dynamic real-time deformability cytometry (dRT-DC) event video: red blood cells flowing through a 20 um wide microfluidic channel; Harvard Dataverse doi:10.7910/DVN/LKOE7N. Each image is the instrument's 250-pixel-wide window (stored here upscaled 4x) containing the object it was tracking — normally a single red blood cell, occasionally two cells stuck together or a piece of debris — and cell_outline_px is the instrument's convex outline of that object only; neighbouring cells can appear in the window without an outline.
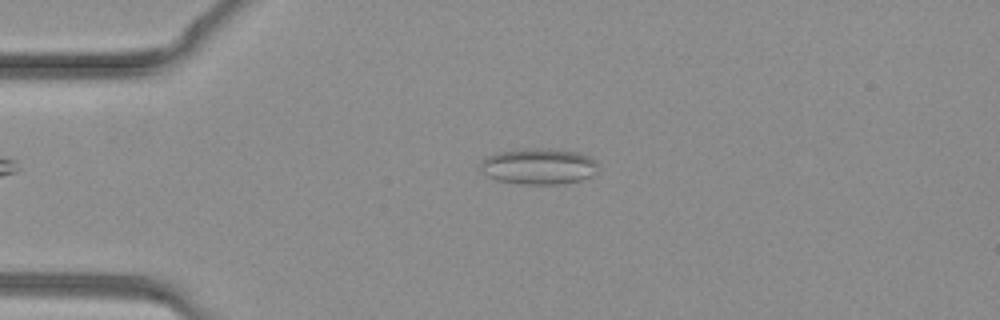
{"species": "common noctule bat (a hibernating species)", "species_latin": "Nyctalus noctula", "temperature_condition": "warm", "stored_images_in_passage": 31, "camera_frame_rate_fps": 3000, "um_per_image_px": 0.085, "animal": {"sex": "female", "body_mass_g": 19.3, "forearm_length_mm": 54.1}, "frame": {"image": 1, "passage_image": 3, "time_ms": 0.667, "image_size_px": [1000, 320], "cell_outline_px": [[596, 172], [592, 176], [580, 180], [564, 184], [520, 184], [496, 180], [480, 172], [480, 164], [484, 156], [500, 152], [528, 148], [536, 148], [576, 152], [588, 156], [596, 160]], "centroid_in_image_um": [45.74, 14.15], "position_along_channel_um": 39.3, "area_um2": 24.74}}
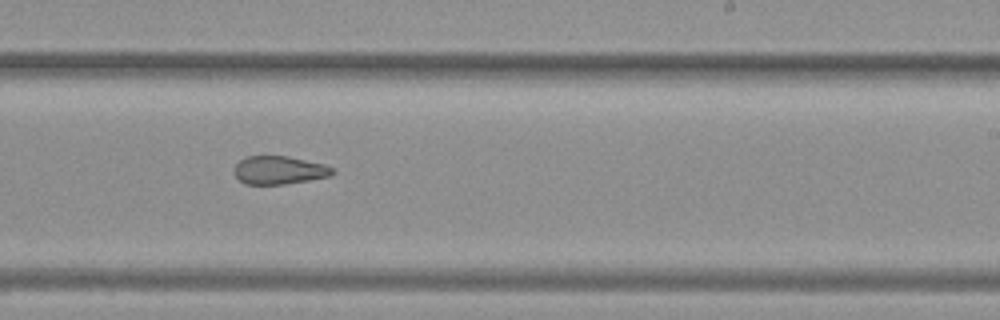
{"frame": {"image": 2, "passage_image": 17, "time_ms": 5.333, "image_size_px": [1000, 320], "cell_outline_px": [[336, 172], [332, 176], [284, 184], [244, 184], [232, 172], [236, 164], [240, 160], [248, 156], [288, 156], [324, 164], [332, 168]], "centroid_in_image_um": [23.73, 14.46], "position_along_channel_um": 265.3, "area_um2": 16.18}}
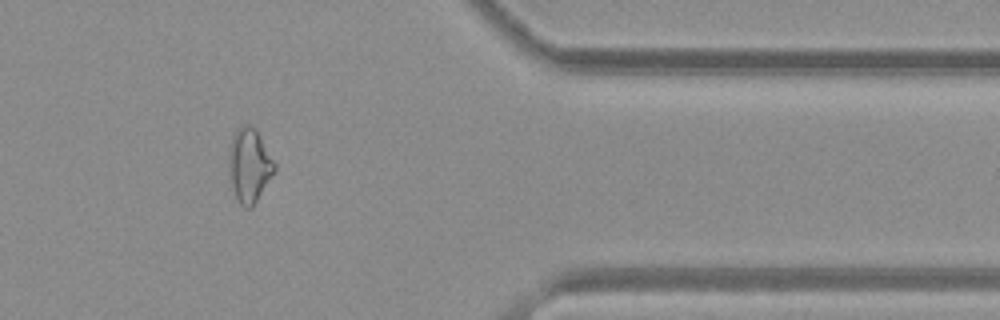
{"frame": {"image": 3, "passage_image": 25, "time_ms": 8.0, "image_size_px": [1000, 320], "cell_outline_px": [[276, 168], [252, 208], [244, 208], [240, 204], [236, 196], [232, 184], [228, 164], [228, 156], [232, 136], [236, 128], [240, 124], [252, 124], [256, 128], [276, 164]], "centroid_in_image_um": [21.19, 13.99], "position_along_channel_um": 390.2, "area_um2": 19.71}}